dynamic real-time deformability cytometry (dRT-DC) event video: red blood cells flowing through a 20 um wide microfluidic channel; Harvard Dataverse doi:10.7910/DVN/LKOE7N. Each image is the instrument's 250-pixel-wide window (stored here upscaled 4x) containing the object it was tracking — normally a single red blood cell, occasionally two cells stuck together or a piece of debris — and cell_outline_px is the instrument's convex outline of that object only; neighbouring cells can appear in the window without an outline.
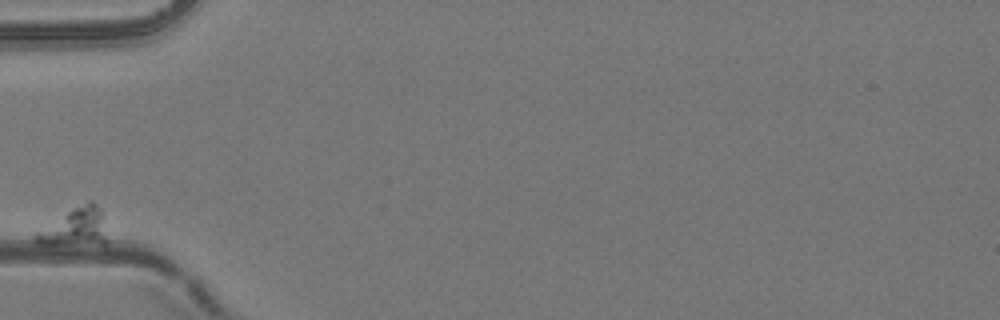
{"species": "common noctule bat (a hibernating species)", "species_latin": "Nyctalus noctula", "temperature_condition": "room temperature", "stored_images_in_passage": 6, "camera_frame_rate_fps": 3000, "um_per_image_px": 0.085, "animal": {"sex": "female", "body_mass_g": 24.6, "forearm_length_mm": 56.2}, "frame": {"image": 1, "passage_image": 1, "time_ms": 0.0, "image_size_px": [1000, 320], "cell_outline_px": [[104, 244], [36, 244], [32, 236], [36, 232], [72, 208], [88, 200], [92, 200], [104, 212]], "centroid_in_image_um": [6.37, 19.29], "position_along_channel_um": 78.6, "area_um2": 15.61}}
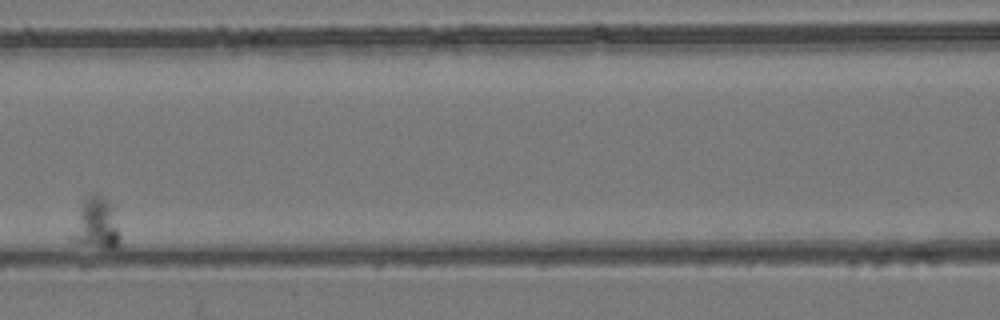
{"frame": {"image": 2, "passage_image": 4, "time_ms": 1.0, "image_size_px": [1000, 320], "cell_outline_px": [[120, 248], [104, 248], [84, 244], [72, 240], [68, 236], [80, 208], [84, 200], [92, 192], [100, 192], [112, 204], [120, 236]], "centroid_in_image_um": [8.18, 18.99], "position_along_channel_um": 158.4, "area_um2": 14.62}}
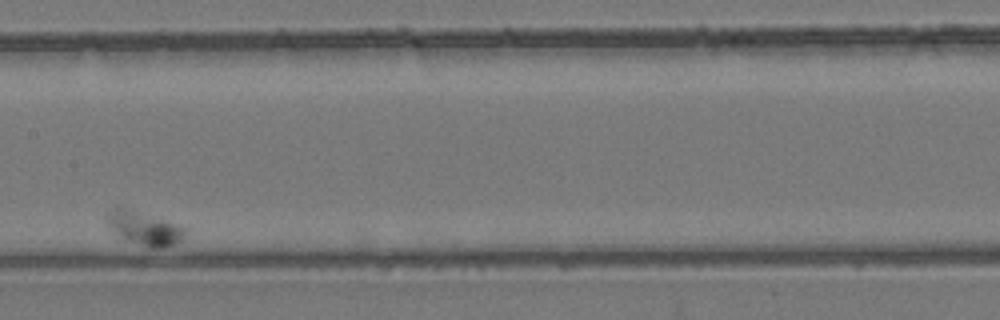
{"frame": {"image": 3, "passage_image": 5, "time_ms": 1.333, "image_size_px": [1000, 320], "cell_outline_px": [[188, 232], [180, 240], [172, 244], [156, 248], [136, 244], [124, 240], [108, 224], [104, 216], [108, 212], [120, 208], [164, 220], [184, 228]], "centroid_in_image_um": [12.25, 19.44], "position_along_channel_um": 195.2, "area_um2": 14.33}}